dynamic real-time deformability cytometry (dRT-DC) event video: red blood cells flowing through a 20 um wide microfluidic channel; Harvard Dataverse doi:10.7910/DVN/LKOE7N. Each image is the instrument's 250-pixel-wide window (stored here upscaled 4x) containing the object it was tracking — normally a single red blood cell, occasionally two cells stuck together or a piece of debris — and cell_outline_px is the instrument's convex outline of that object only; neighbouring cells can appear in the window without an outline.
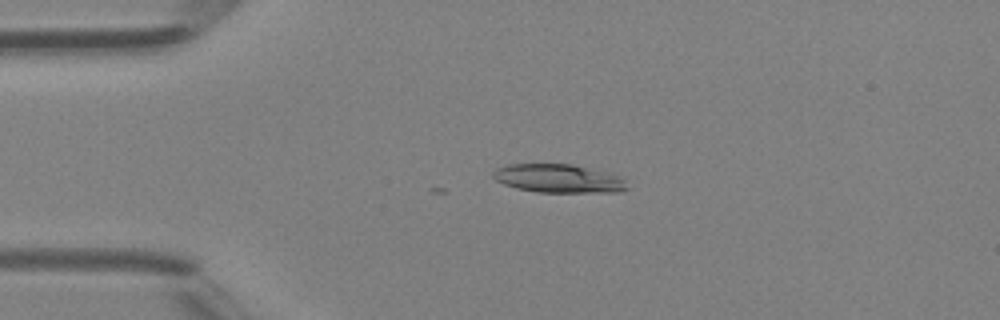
{"species": "Egyptian fruit bat (a non-hibernating species)", "species_latin": "Rousettus aegyptiacus", "temperature_condition": "room temperature", "stored_images_in_passage": 4, "camera_frame_rate_fps": 3000, "um_per_image_px": 0.085, "animal": {"sex": "female"}, "frame": {"image": 1, "passage_image": 1, "time_ms": 0.0, "image_size_px": [1000, 320], "cell_outline_px": [[628, 188], [620, 192], [536, 192], [516, 188], [504, 184], [496, 180], [492, 176], [492, 172], [496, 168], [504, 164], [572, 164], [616, 176], [624, 180]], "centroid_in_image_um": [47.38, 15.17], "position_along_channel_um": 37.6, "area_um2": 22.02}}